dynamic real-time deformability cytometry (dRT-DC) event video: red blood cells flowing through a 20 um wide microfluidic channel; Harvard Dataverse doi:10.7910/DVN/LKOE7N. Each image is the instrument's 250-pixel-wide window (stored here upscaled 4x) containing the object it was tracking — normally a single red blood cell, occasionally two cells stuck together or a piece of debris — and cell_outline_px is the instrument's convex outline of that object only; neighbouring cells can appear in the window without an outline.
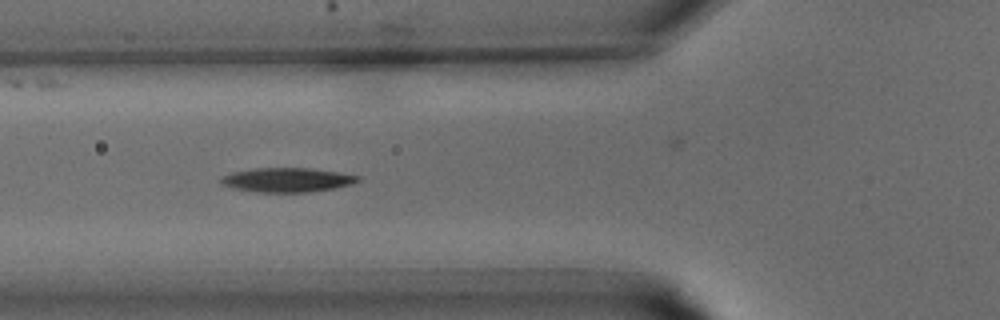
{"species": "common noctule bat (a hibernating species)", "species_latin": "Nyctalus noctula", "temperature_condition": "warm", "stored_images_in_passage": 11, "camera_frame_rate_fps": 3000, "um_per_image_px": 0.085, "animal": {"sex": "male", "body_mass_g": 15.6}, "frame": {"image": 1, "passage_image": 5, "time_ms": 1.333, "image_size_px": [1000, 320], "cell_outline_px": [[360, 180], [352, 184], [332, 188], [308, 192], [260, 192], [236, 188], [224, 184], [220, 180], [220, 176], [232, 172], [256, 168], [308, 168], [340, 172], [360, 176]], "centroid_in_image_um": [24.43, 15.28], "position_along_channel_um": 101.4, "area_um2": 19.13}}
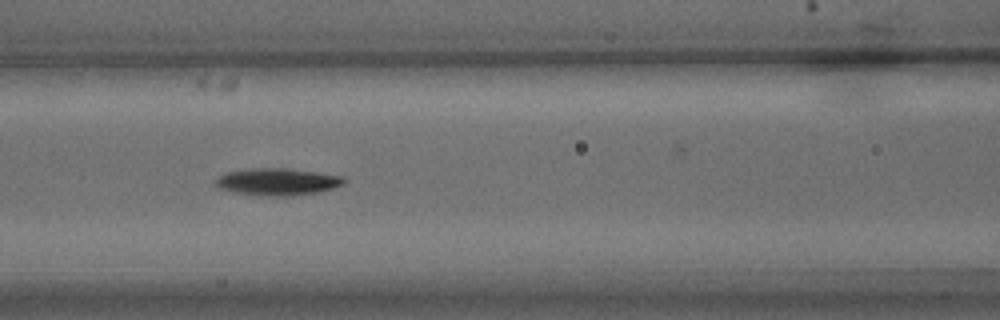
{"frame": {"image": 2, "passage_image": 7, "time_ms": 2.0, "image_size_px": [1000, 320], "cell_outline_px": [[348, 180], [344, 184], [332, 188], [316, 192], [288, 196], [268, 196], [236, 192], [220, 188], [212, 180], [224, 172], [252, 168], [288, 168], [344, 176]], "centroid_in_image_um": [23.58, 15.43], "position_along_channel_um": 143.0, "area_um2": 20.29}}